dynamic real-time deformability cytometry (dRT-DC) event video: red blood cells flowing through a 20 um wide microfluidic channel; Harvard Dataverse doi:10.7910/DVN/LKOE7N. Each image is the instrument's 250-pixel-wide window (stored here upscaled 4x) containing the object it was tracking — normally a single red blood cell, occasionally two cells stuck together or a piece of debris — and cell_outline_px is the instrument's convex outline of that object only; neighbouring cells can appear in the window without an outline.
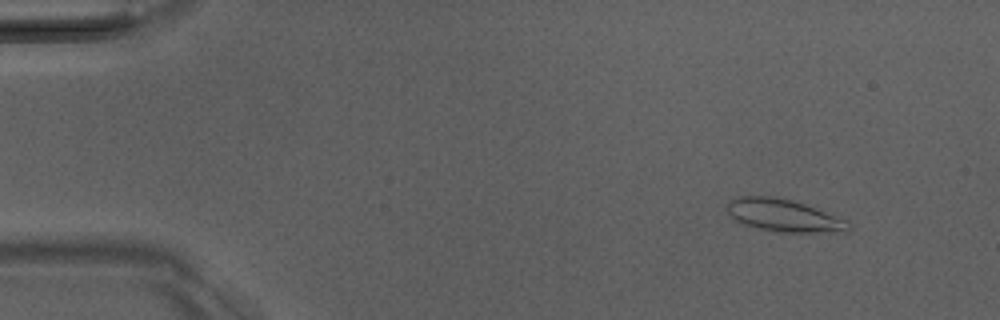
{"species": "Egyptian fruit bat (a non-hibernating species)", "species_latin": "Rousettus aegyptiacus", "temperature_condition": "room temperature", "stored_images_in_passage": 51, "camera_frame_rate_fps": 3000, "um_per_image_px": 0.085, "animal": {"sex": "male"}, "frame": {"image": 1, "passage_image": 5, "time_ms": 1.333, "image_size_px": [1000, 320], "cell_outline_px": [[852, 228], [848, 232], [780, 232], [756, 228], [732, 220], [724, 208], [728, 200], [740, 196], [776, 196], [792, 200], [804, 204], [848, 220], [852, 224]], "centroid_in_image_um": [66.59, 18.31], "position_along_channel_um": 18.4, "area_um2": 23.47}}
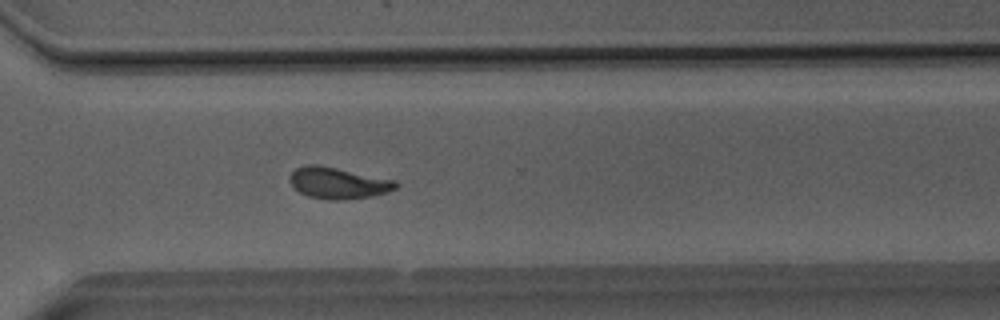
{"frame": {"image": 2, "passage_image": 37, "time_ms": 12.0, "image_size_px": [1000, 320], "cell_outline_px": [[400, 184], [396, 188], [388, 192], [372, 196], [344, 200], [328, 200], [308, 196], [300, 192], [288, 180], [292, 172], [296, 168], [308, 164], [316, 164], [396, 180]], "centroid_in_image_um": [28.76, 15.56], "position_along_channel_um": 341.8, "area_um2": 19.36}}
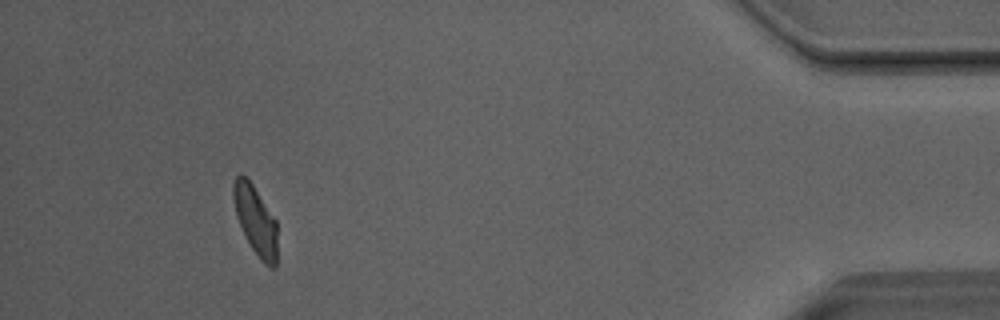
{"frame": {"image": 3, "passage_image": 47, "time_ms": 15.333, "image_size_px": [1000, 320], "cell_outline_px": [[276, 268], [272, 268], [264, 264], [260, 260], [244, 236], [236, 216], [232, 196], [232, 184], [236, 176], [240, 172], [248, 176], [276, 220]], "centroid_in_image_um": [21.68, 18.67], "position_along_channel_um": 413.5, "area_um2": 18.03}, "authors_computed_cell_mechanics": {"area_um2": 19.1896, "velocity_mm_per_s": 4.0201, "shape_relaxation_time_tau1_ms": 5.7641, "shape_relaxation_time_tau2_ms": 1.9898, "deformation_change_tau1": 0.1686, "deformation_change_tau2": 0.0875}}